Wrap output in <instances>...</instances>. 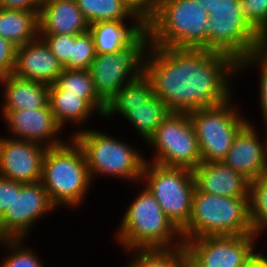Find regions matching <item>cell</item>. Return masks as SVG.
Segmentation results:
<instances>
[{
	"label": "cell",
	"mask_w": 267,
	"mask_h": 267,
	"mask_svg": "<svg viewBox=\"0 0 267 267\" xmlns=\"http://www.w3.org/2000/svg\"><path fill=\"white\" fill-rule=\"evenodd\" d=\"M238 71L239 63L226 54L150 46L144 74L152 83L153 94L171 112L189 113L232 100L229 82Z\"/></svg>",
	"instance_id": "1"
},
{
	"label": "cell",
	"mask_w": 267,
	"mask_h": 267,
	"mask_svg": "<svg viewBox=\"0 0 267 267\" xmlns=\"http://www.w3.org/2000/svg\"><path fill=\"white\" fill-rule=\"evenodd\" d=\"M143 187L120 221L116 232L119 245L125 251L184 245L181 231L164 214L151 191Z\"/></svg>",
	"instance_id": "2"
},
{
	"label": "cell",
	"mask_w": 267,
	"mask_h": 267,
	"mask_svg": "<svg viewBox=\"0 0 267 267\" xmlns=\"http://www.w3.org/2000/svg\"><path fill=\"white\" fill-rule=\"evenodd\" d=\"M197 0H164L146 23L153 47L207 50L208 13Z\"/></svg>",
	"instance_id": "3"
},
{
	"label": "cell",
	"mask_w": 267,
	"mask_h": 267,
	"mask_svg": "<svg viewBox=\"0 0 267 267\" xmlns=\"http://www.w3.org/2000/svg\"><path fill=\"white\" fill-rule=\"evenodd\" d=\"M41 182L57 209L62 205L77 208L82 204L92 180L82 147L73 137L59 146L47 148Z\"/></svg>",
	"instance_id": "4"
},
{
	"label": "cell",
	"mask_w": 267,
	"mask_h": 267,
	"mask_svg": "<svg viewBox=\"0 0 267 267\" xmlns=\"http://www.w3.org/2000/svg\"><path fill=\"white\" fill-rule=\"evenodd\" d=\"M255 234L249 220V197H223L193 192L189 223L181 230L183 242L203 236Z\"/></svg>",
	"instance_id": "5"
},
{
	"label": "cell",
	"mask_w": 267,
	"mask_h": 267,
	"mask_svg": "<svg viewBox=\"0 0 267 267\" xmlns=\"http://www.w3.org/2000/svg\"><path fill=\"white\" fill-rule=\"evenodd\" d=\"M72 137L82 147L92 181L101 174L137 182L139 185L147 160L139 150L112 135L95 130H77Z\"/></svg>",
	"instance_id": "6"
},
{
	"label": "cell",
	"mask_w": 267,
	"mask_h": 267,
	"mask_svg": "<svg viewBox=\"0 0 267 267\" xmlns=\"http://www.w3.org/2000/svg\"><path fill=\"white\" fill-rule=\"evenodd\" d=\"M241 0H220L208 13L207 50L234 58L238 63L267 41L240 11Z\"/></svg>",
	"instance_id": "7"
},
{
	"label": "cell",
	"mask_w": 267,
	"mask_h": 267,
	"mask_svg": "<svg viewBox=\"0 0 267 267\" xmlns=\"http://www.w3.org/2000/svg\"><path fill=\"white\" fill-rule=\"evenodd\" d=\"M150 34L145 28L130 44L115 53L97 54L90 72L97 94L107 103L118 91L142 76L150 48Z\"/></svg>",
	"instance_id": "8"
},
{
	"label": "cell",
	"mask_w": 267,
	"mask_h": 267,
	"mask_svg": "<svg viewBox=\"0 0 267 267\" xmlns=\"http://www.w3.org/2000/svg\"><path fill=\"white\" fill-rule=\"evenodd\" d=\"M141 182L159 203L164 214L181 231L191 215L195 180L192 170L166 167L146 160Z\"/></svg>",
	"instance_id": "9"
},
{
	"label": "cell",
	"mask_w": 267,
	"mask_h": 267,
	"mask_svg": "<svg viewBox=\"0 0 267 267\" xmlns=\"http://www.w3.org/2000/svg\"><path fill=\"white\" fill-rule=\"evenodd\" d=\"M147 143L155 151L152 163L194 170L202 163L198 141L189 113L170 112Z\"/></svg>",
	"instance_id": "10"
},
{
	"label": "cell",
	"mask_w": 267,
	"mask_h": 267,
	"mask_svg": "<svg viewBox=\"0 0 267 267\" xmlns=\"http://www.w3.org/2000/svg\"><path fill=\"white\" fill-rule=\"evenodd\" d=\"M231 101L189 112L202 162L223 161L236 134L248 122Z\"/></svg>",
	"instance_id": "11"
},
{
	"label": "cell",
	"mask_w": 267,
	"mask_h": 267,
	"mask_svg": "<svg viewBox=\"0 0 267 267\" xmlns=\"http://www.w3.org/2000/svg\"><path fill=\"white\" fill-rule=\"evenodd\" d=\"M259 234L203 236L184 242L189 267H244Z\"/></svg>",
	"instance_id": "12"
},
{
	"label": "cell",
	"mask_w": 267,
	"mask_h": 267,
	"mask_svg": "<svg viewBox=\"0 0 267 267\" xmlns=\"http://www.w3.org/2000/svg\"><path fill=\"white\" fill-rule=\"evenodd\" d=\"M55 209L41 181H15V200L0 219V239H27L35 221Z\"/></svg>",
	"instance_id": "13"
},
{
	"label": "cell",
	"mask_w": 267,
	"mask_h": 267,
	"mask_svg": "<svg viewBox=\"0 0 267 267\" xmlns=\"http://www.w3.org/2000/svg\"><path fill=\"white\" fill-rule=\"evenodd\" d=\"M47 147L23 139L0 137V176L21 183L42 179Z\"/></svg>",
	"instance_id": "14"
},
{
	"label": "cell",
	"mask_w": 267,
	"mask_h": 267,
	"mask_svg": "<svg viewBox=\"0 0 267 267\" xmlns=\"http://www.w3.org/2000/svg\"><path fill=\"white\" fill-rule=\"evenodd\" d=\"M3 119L13 138L35 142L47 148L66 142L59 138V132L63 129L56 122L50 104L45 108L11 111Z\"/></svg>",
	"instance_id": "15"
},
{
	"label": "cell",
	"mask_w": 267,
	"mask_h": 267,
	"mask_svg": "<svg viewBox=\"0 0 267 267\" xmlns=\"http://www.w3.org/2000/svg\"><path fill=\"white\" fill-rule=\"evenodd\" d=\"M255 129L248 121L236 134L223 160L226 165L250 181L267 171V143L263 145L261 140L259 141Z\"/></svg>",
	"instance_id": "16"
},
{
	"label": "cell",
	"mask_w": 267,
	"mask_h": 267,
	"mask_svg": "<svg viewBox=\"0 0 267 267\" xmlns=\"http://www.w3.org/2000/svg\"><path fill=\"white\" fill-rule=\"evenodd\" d=\"M62 71L63 65L40 37L17 47L12 73L15 76L51 85Z\"/></svg>",
	"instance_id": "17"
},
{
	"label": "cell",
	"mask_w": 267,
	"mask_h": 267,
	"mask_svg": "<svg viewBox=\"0 0 267 267\" xmlns=\"http://www.w3.org/2000/svg\"><path fill=\"white\" fill-rule=\"evenodd\" d=\"M195 187L223 197H249L250 180L223 161L202 162L193 171Z\"/></svg>",
	"instance_id": "18"
},
{
	"label": "cell",
	"mask_w": 267,
	"mask_h": 267,
	"mask_svg": "<svg viewBox=\"0 0 267 267\" xmlns=\"http://www.w3.org/2000/svg\"><path fill=\"white\" fill-rule=\"evenodd\" d=\"M38 23L39 34L80 35L90 28L76 0H41Z\"/></svg>",
	"instance_id": "19"
},
{
	"label": "cell",
	"mask_w": 267,
	"mask_h": 267,
	"mask_svg": "<svg viewBox=\"0 0 267 267\" xmlns=\"http://www.w3.org/2000/svg\"><path fill=\"white\" fill-rule=\"evenodd\" d=\"M4 86L2 116L11 111L45 108L49 104L50 85L38 81L19 78L9 74L0 78Z\"/></svg>",
	"instance_id": "20"
},
{
	"label": "cell",
	"mask_w": 267,
	"mask_h": 267,
	"mask_svg": "<svg viewBox=\"0 0 267 267\" xmlns=\"http://www.w3.org/2000/svg\"><path fill=\"white\" fill-rule=\"evenodd\" d=\"M144 22L127 26L125 21H99L90 25L97 54L115 53L130 44L144 29Z\"/></svg>",
	"instance_id": "21"
},
{
	"label": "cell",
	"mask_w": 267,
	"mask_h": 267,
	"mask_svg": "<svg viewBox=\"0 0 267 267\" xmlns=\"http://www.w3.org/2000/svg\"><path fill=\"white\" fill-rule=\"evenodd\" d=\"M39 13L0 8V37L16 47L39 37Z\"/></svg>",
	"instance_id": "22"
},
{
	"label": "cell",
	"mask_w": 267,
	"mask_h": 267,
	"mask_svg": "<svg viewBox=\"0 0 267 267\" xmlns=\"http://www.w3.org/2000/svg\"><path fill=\"white\" fill-rule=\"evenodd\" d=\"M49 104L56 122L62 129L69 122L83 125L82 123L94 115L92 112L95 110L79 95L65 94L55 83L50 85Z\"/></svg>",
	"instance_id": "23"
},
{
	"label": "cell",
	"mask_w": 267,
	"mask_h": 267,
	"mask_svg": "<svg viewBox=\"0 0 267 267\" xmlns=\"http://www.w3.org/2000/svg\"><path fill=\"white\" fill-rule=\"evenodd\" d=\"M171 111L166 104L152 94L142 105L129 106V111L123 116L136 128L138 135L147 140Z\"/></svg>",
	"instance_id": "24"
},
{
	"label": "cell",
	"mask_w": 267,
	"mask_h": 267,
	"mask_svg": "<svg viewBox=\"0 0 267 267\" xmlns=\"http://www.w3.org/2000/svg\"><path fill=\"white\" fill-rule=\"evenodd\" d=\"M55 84L65 94L79 95L104 117L107 103L97 94L90 70H66L57 78Z\"/></svg>",
	"instance_id": "25"
},
{
	"label": "cell",
	"mask_w": 267,
	"mask_h": 267,
	"mask_svg": "<svg viewBox=\"0 0 267 267\" xmlns=\"http://www.w3.org/2000/svg\"><path fill=\"white\" fill-rule=\"evenodd\" d=\"M153 94L150 79L143 74L123 86L118 93L107 102L103 118H111L112 115L124 116L129 111V106L142 105Z\"/></svg>",
	"instance_id": "26"
},
{
	"label": "cell",
	"mask_w": 267,
	"mask_h": 267,
	"mask_svg": "<svg viewBox=\"0 0 267 267\" xmlns=\"http://www.w3.org/2000/svg\"><path fill=\"white\" fill-rule=\"evenodd\" d=\"M126 267H189L184 245L173 248L132 249ZM136 253V254H135Z\"/></svg>",
	"instance_id": "27"
},
{
	"label": "cell",
	"mask_w": 267,
	"mask_h": 267,
	"mask_svg": "<svg viewBox=\"0 0 267 267\" xmlns=\"http://www.w3.org/2000/svg\"><path fill=\"white\" fill-rule=\"evenodd\" d=\"M89 24L99 21L143 22L121 0H76ZM126 19V20H125Z\"/></svg>",
	"instance_id": "28"
},
{
	"label": "cell",
	"mask_w": 267,
	"mask_h": 267,
	"mask_svg": "<svg viewBox=\"0 0 267 267\" xmlns=\"http://www.w3.org/2000/svg\"><path fill=\"white\" fill-rule=\"evenodd\" d=\"M249 220L254 233L267 229V171L250 181Z\"/></svg>",
	"instance_id": "29"
},
{
	"label": "cell",
	"mask_w": 267,
	"mask_h": 267,
	"mask_svg": "<svg viewBox=\"0 0 267 267\" xmlns=\"http://www.w3.org/2000/svg\"><path fill=\"white\" fill-rule=\"evenodd\" d=\"M95 55L94 39L89 31L80 35H72L71 55L69 60L63 65V69L88 70Z\"/></svg>",
	"instance_id": "30"
},
{
	"label": "cell",
	"mask_w": 267,
	"mask_h": 267,
	"mask_svg": "<svg viewBox=\"0 0 267 267\" xmlns=\"http://www.w3.org/2000/svg\"><path fill=\"white\" fill-rule=\"evenodd\" d=\"M25 239H0L3 246L7 245L10 253L1 262L0 267H44L36 253L22 244ZM5 244V245H4Z\"/></svg>",
	"instance_id": "31"
},
{
	"label": "cell",
	"mask_w": 267,
	"mask_h": 267,
	"mask_svg": "<svg viewBox=\"0 0 267 267\" xmlns=\"http://www.w3.org/2000/svg\"><path fill=\"white\" fill-rule=\"evenodd\" d=\"M255 65L258 66L261 70L259 80V97L263 115L262 118L264 120L265 126L267 127V44L262 48L255 50L246 59L240 62L239 70L244 71L246 68H251Z\"/></svg>",
	"instance_id": "32"
},
{
	"label": "cell",
	"mask_w": 267,
	"mask_h": 267,
	"mask_svg": "<svg viewBox=\"0 0 267 267\" xmlns=\"http://www.w3.org/2000/svg\"><path fill=\"white\" fill-rule=\"evenodd\" d=\"M240 11L250 25L267 41V0H241Z\"/></svg>",
	"instance_id": "33"
},
{
	"label": "cell",
	"mask_w": 267,
	"mask_h": 267,
	"mask_svg": "<svg viewBox=\"0 0 267 267\" xmlns=\"http://www.w3.org/2000/svg\"><path fill=\"white\" fill-rule=\"evenodd\" d=\"M50 51L64 65L70 58L72 50V35L69 34H39Z\"/></svg>",
	"instance_id": "34"
},
{
	"label": "cell",
	"mask_w": 267,
	"mask_h": 267,
	"mask_svg": "<svg viewBox=\"0 0 267 267\" xmlns=\"http://www.w3.org/2000/svg\"><path fill=\"white\" fill-rule=\"evenodd\" d=\"M17 47L0 37V78L13 73Z\"/></svg>",
	"instance_id": "35"
},
{
	"label": "cell",
	"mask_w": 267,
	"mask_h": 267,
	"mask_svg": "<svg viewBox=\"0 0 267 267\" xmlns=\"http://www.w3.org/2000/svg\"><path fill=\"white\" fill-rule=\"evenodd\" d=\"M131 12L145 24L154 16L157 8L156 0H121Z\"/></svg>",
	"instance_id": "36"
},
{
	"label": "cell",
	"mask_w": 267,
	"mask_h": 267,
	"mask_svg": "<svg viewBox=\"0 0 267 267\" xmlns=\"http://www.w3.org/2000/svg\"><path fill=\"white\" fill-rule=\"evenodd\" d=\"M15 200V181L0 176V219Z\"/></svg>",
	"instance_id": "37"
},
{
	"label": "cell",
	"mask_w": 267,
	"mask_h": 267,
	"mask_svg": "<svg viewBox=\"0 0 267 267\" xmlns=\"http://www.w3.org/2000/svg\"><path fill=\"white\" fill-rule=\"evenodd\" d=\"M0 8L39 13L41 0H0Z\"/></svg>",
	"instance_id": "38"
},
{
	"label": "cell",
	"mask_w": 267,
	"mask_h": 267,
	"mask_svg": "<svg viewBox=\"0 0 267 267\" xmlns=\"http://www.w3.org/2000/svg\"><path fill=\"white\" fill-rule=\"evenodd\" d=\"M244 267H267V256L256 251Z\"/></svg>",
	"instance_id": "39"
},
{
	"label": "cell",
	"mask_w": 267,
	"mask_h": 267,
	"mask_svg": "<svg viewBox=\"0 0 267 267\" xmlns=\"http://www.w3.org/2000/svg\"><path fill=\"white\" fill-rule=\"evenodd\" d=\"M199 1V4L202 6L201 8L204 9L207 13L211 12L213 8L216 6V4L220 0H197Z\"/></svg>",
	"instance_id": "40"
},
{
	"label": "cell",
	"mask_w": 267,
	"mask_h": 267,
	"mask_svg": "<svg viewBox=\"0 0 267 267\" xmlns=\"http://www.w3.org/2000/svg\"><path fill=\"white\" fill-rule=\"evenodd\" d=\"M162 1H164V0H156L157 5H158L160 2H162Z\"/></svg>",
	"instance_id": "41"
}]
</instances>
